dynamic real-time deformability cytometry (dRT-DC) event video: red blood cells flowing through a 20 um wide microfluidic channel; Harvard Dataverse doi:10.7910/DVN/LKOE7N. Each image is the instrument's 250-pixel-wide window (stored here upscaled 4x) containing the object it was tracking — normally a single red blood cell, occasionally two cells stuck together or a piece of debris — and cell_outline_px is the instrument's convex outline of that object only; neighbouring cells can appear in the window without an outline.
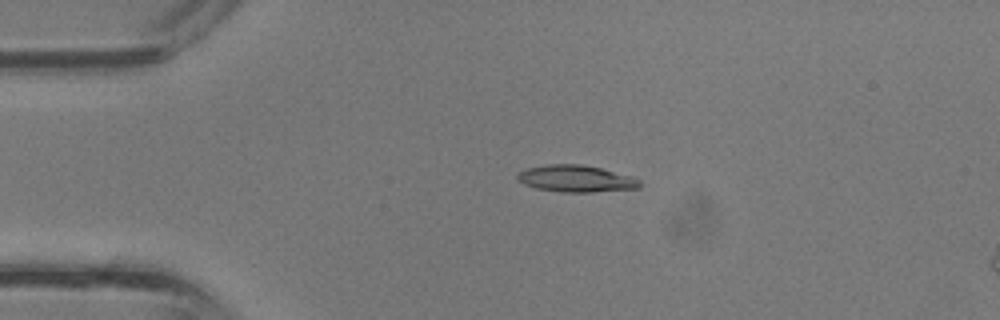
{"species": "common noctule bat (a hibernating species)", "species_latin": "Nyctalus noctula", "temperature_condition": "room temperature", "stored_images_in_passage": 37, "camera_frame_rate_fps": 3000, "um_per_image_px": 0.085, "animal": {"sex": "male", "body_mass_g": 13.3}, "frame": {"image": 1, "passage_image": 8, "time_ms": 2.333, "image_size_px": [1000, 320], "cell_outline_px": [[640, 188], [592, 192], [564, 192], [536, 188], [524, 184], [516, 176], [520, 172], [528, 168], [548, 164], [580, 164], [600, 168], [632, 176], [640, 180]], "centroid_in_image_um": [48.99, 15.18], "position_along_channel_um": 36.0, "area_um2": 18.9}}
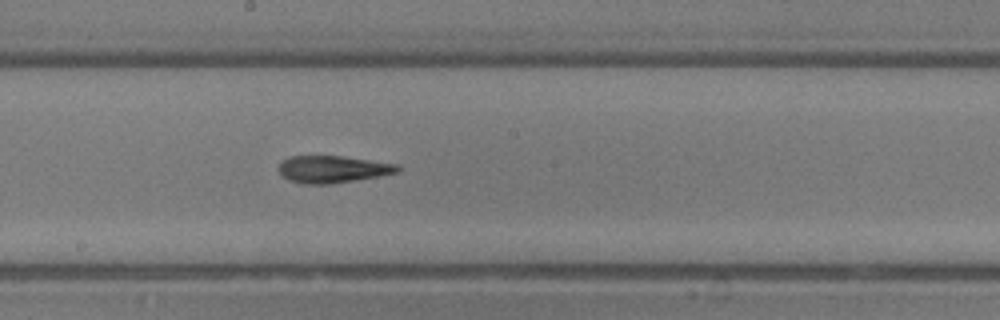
{"frame": {"image": 2, "passage_image": 20, "time_ms": 6.333, "image_size_px": [1000, 320], "cell_outline_px": [[400, 168], [396, 172], [356, 180], [328, 184], [300, 184], [288, 180], [280, 176], [276, 168], [288, 156], [340, 156], [400, 164]], "centroid_in_image_um": [28.2, 14.39], "position_along_channel_um": 220.0, "area_um2": 18.84}}
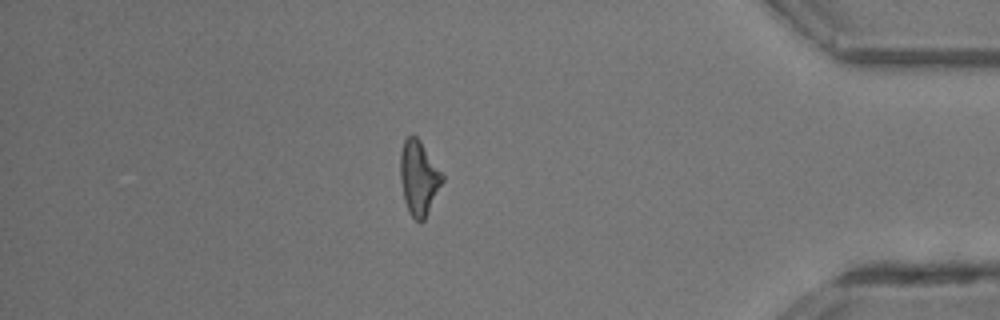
{"frame": {"image": 3, "passage_image": 32, "time_ms": 10.333, "image_size_px": [1000, 320], "cell_outline_px": [[444, 180], [424, 220], [420, 224], [408, 212], [404, 200], [400, 180], [400, 152], [404, 140], [412, 132], [420, 140], [444, 176]], "centroid_in_image_um": [35.58, 15.11], "position_along_channel_um": 399.6, "area_um2": 18.32}}